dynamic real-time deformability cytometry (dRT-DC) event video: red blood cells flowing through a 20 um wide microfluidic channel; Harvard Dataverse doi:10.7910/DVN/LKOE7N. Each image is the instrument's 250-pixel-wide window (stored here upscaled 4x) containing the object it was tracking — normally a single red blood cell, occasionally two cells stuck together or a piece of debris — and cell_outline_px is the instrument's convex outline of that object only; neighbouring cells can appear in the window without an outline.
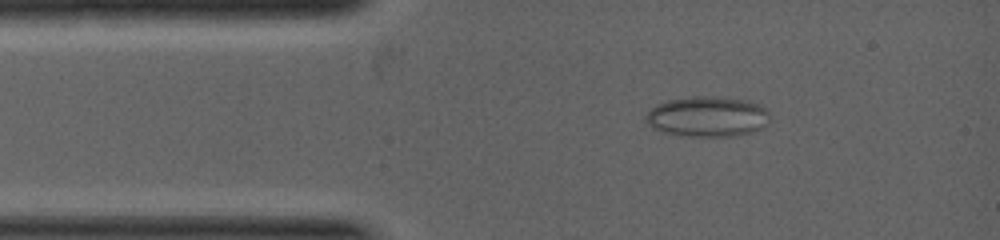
{"species": "common noctule bat (a hibernating species)", "species_latin": "Nyctalus noctula", "temperature_condition": "warm", "stored_images_in_passage": 3, "camera_frame_rate_fps": 5000, "um_per_image_px": 0.085, "animal": {"sex": "female", "body_mass_g": 19.0, "forearm_length_mm": 53.3}, "frame": {"image": 1, "passage_image": 1, "time_ms": 0.0, "image_size_px": [1000, 240], "cell_outline_px": [[768, 124], [764, 128], [752, 132], [736, 136], [676, 136], [664, 132], [648, 124], [644, 120], [648, 112], [656, 104], [668, 100], [692, 96], [716, 96], [748, 100], [760, 104], [768, 108]], "centroid_in_image_um": [60.17, 9.91], "position_along_channel_um": 24.8, "area_um2": 29.59}}
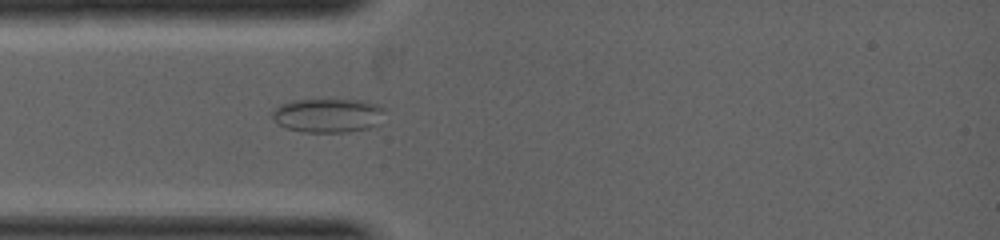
{"frame": {"image": 2, "passage_image": 3, "time_ms": 0.8, "image_size_px": [1000, 240], "cell_outline_px": [[384, 112], [376, 124], [368, 128], [348, 132], [304, 132], [284, 128], [272, 116], [272, 112], [280, 104], [292, 100], [368, 100], [380, 104], [384, 108]], "centroid_in_image_um": [27.89, 9.8], "position_along_channel_um": 57.1, "area_um2": 22.31}}